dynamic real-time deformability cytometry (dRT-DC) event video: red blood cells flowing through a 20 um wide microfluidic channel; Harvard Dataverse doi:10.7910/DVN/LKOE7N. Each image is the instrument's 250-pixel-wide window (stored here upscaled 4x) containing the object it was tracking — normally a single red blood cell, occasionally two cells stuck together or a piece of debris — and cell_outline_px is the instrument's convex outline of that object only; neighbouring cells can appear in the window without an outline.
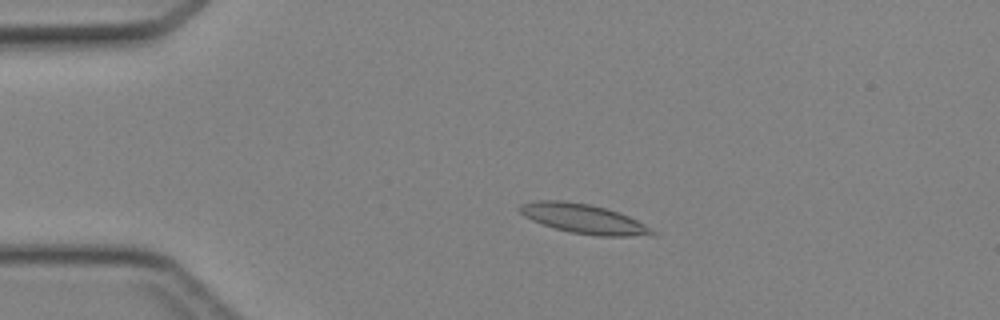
{"species": "Egyptian fruit bat (a non-hibernating species)", "species_latin": "Rousettus aegyptiacus", "temperature_condition": "cold", "stored_images_in_passage": 47, "camera_frame_rate_fps": 3000, "um_per_image_px": 0.085, "animal": {"sex": "female"}, "frame": {"image": 1, "passage_image": 11, "time_ms": 3.333, "image_size_px": [1000, 320], "cell_outline_px": [[660, 232], [656, 236], [600, 236], [572, 232], [556, 228], [532, 220], [524, 216], [516, 208], [520, 204], [536, 200], [564, 200], [592, 204], [628, 216]], "centroid_in_image_um": [49.64, 18.59], "position_along_channel_um": 35.4, "area_um2": 22.83}}
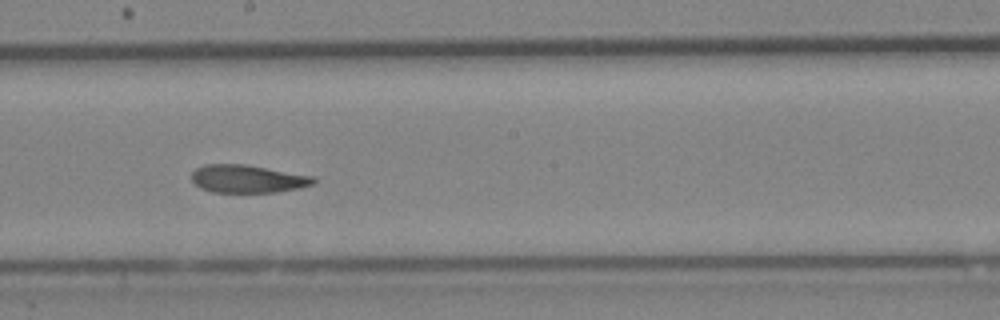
{"frame": {"image": 2, "passage_image": 27, "time_ms": 8.667, "image_size_px": [1000, 320], "cell_outline_px": [[316, 184], [300, 188], [276, 192], [212, 192], [200, 188], [192, 180], [192, 172], [196, 168], [204, 164], [244, 164], [316, 176]], "centroid_in_image_um": [21.09, 15.2], "position_along_channel_um": 227.1, "area_um2": 20.0}}
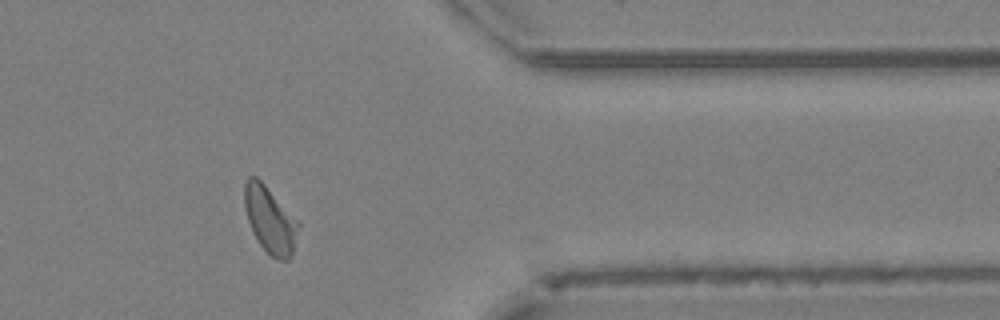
{"frame": {"image": 3, "passage_image": 39, "time_ms": 12.667, "image_size_px": [1000, 320], "cell_outline_px": [[300, 224], [292, 252], [288, 260], [280, 260], [272, 256], [260, 244], [252, 232], [244, 208], [244, 184], [248, 176], [256, 176], [300, 220]], "centroid_in_image_um": [22.95, 18.65], "position_along_channel_um": 388.4, "area_um2": 20.92}}